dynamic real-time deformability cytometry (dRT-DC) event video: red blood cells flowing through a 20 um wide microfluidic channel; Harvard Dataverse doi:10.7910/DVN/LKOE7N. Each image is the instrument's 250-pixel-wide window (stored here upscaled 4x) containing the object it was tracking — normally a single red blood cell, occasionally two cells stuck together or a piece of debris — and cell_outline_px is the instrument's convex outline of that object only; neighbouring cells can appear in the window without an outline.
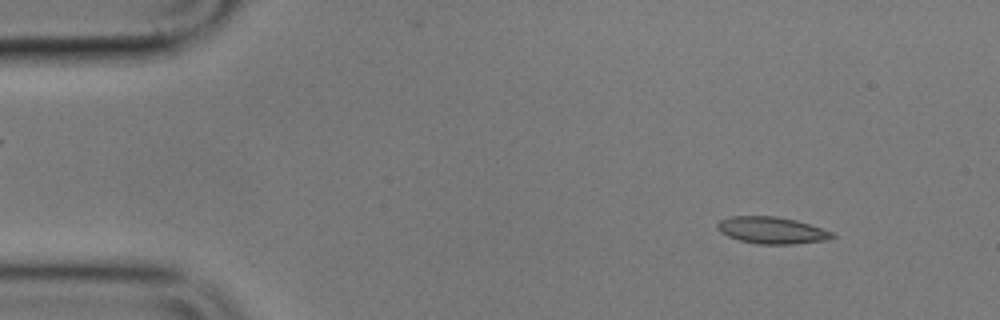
{"species": "common noctule bat (a hibernating species)", "species_latin": "Nyctalus noctula", "temperature_condition": "cold", "stored_images_in_passage": 3, "camera_frame_rate_fps": 3000, "um_per_image_px": 0.085, "animal": {"sex": "male", "body_mass_g": 17.9}, "frame": {"image": 1, "passage_image": 1, "time_ms": 0.0, "image_size_px": [1000, 320], "cell_outline_px": [[836, 236], [824, 240], [792, 244], [756, 244], [740, 240], [728, 236], [720, 232], [716, 228], [716, 224], [720, 220], [732, 216], [776, 216], [796, 220], [832, 232]], "centroid_in_image_um": [65.55, 19.57], "position_along_channel_um": 19.4, "area_um2": 17.8}}